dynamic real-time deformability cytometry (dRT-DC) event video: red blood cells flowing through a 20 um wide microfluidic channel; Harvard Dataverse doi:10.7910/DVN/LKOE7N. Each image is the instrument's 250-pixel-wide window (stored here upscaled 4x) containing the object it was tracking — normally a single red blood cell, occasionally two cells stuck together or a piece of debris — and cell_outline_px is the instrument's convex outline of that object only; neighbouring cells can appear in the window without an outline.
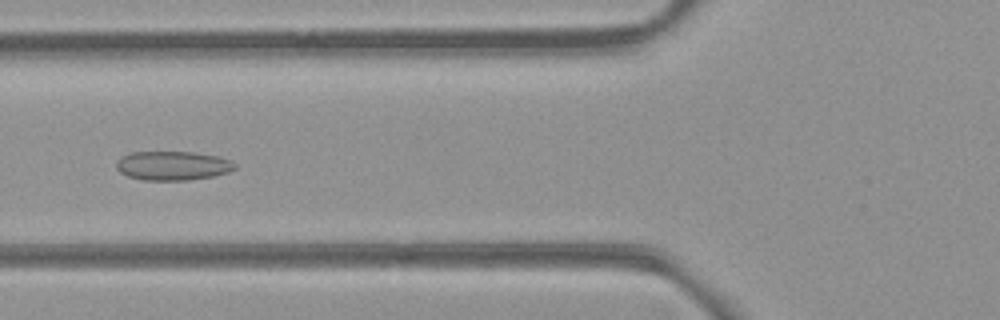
{"species": "common noctule bat (a hibernating species)", "species_latin": "Nyctalus noctula", "temperature_condition": "room temperature", "stored_images_in_passage": 38, "camera_frame_rate_fps": 3000, "um_per_image_px": 0.085, "animal": {"sex": "female", "body_mass_g": 21.9}, "frame": {"image": 1, "passage_image": 4, "time_ms": 1.0, "image_size_px": [1000, 320], "cell_outline_px": [[236, 168], [228, 172], [212, 176], [188, 180], [144, 180], [128, 176], [120, 172], [116, 168], [116, 160], [120, 156], [132, 152], [192, 152], [220, 156], [232, 160], [236, 164]], "centroid_in_image_um": [14.68, 14.07], "position_along_channel_um": 111.1, "area_um2": 20.23}}
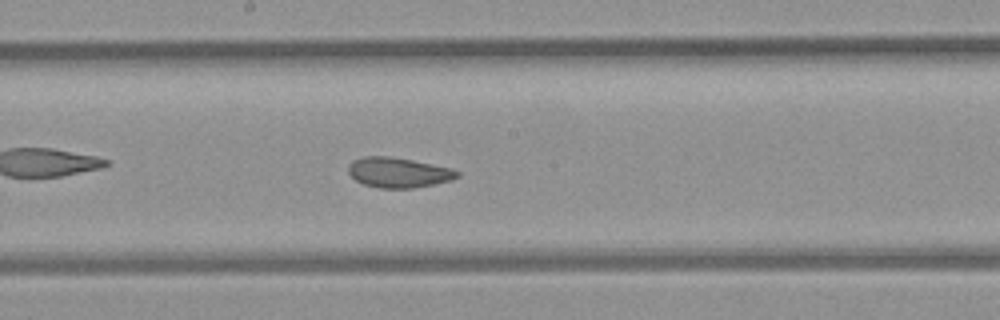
{"frame": {"image": 2, "passage_image": 12, "time_ms": 3.667, "image_size_px": [1000, 320], "cell_outline_px": [[460, 176], [452, 180], [436, 184], [412, 188], [380, 188], [364, 184], [356, 180], [348, 172], [348, 164], [352, 160], [364, 156], [388, 156], [412, 160], [452, 168], [460, 172]], "centroid_in_image_um": [33.88, 14.66], "position_along_channel_um": 214.3, "area_um2": 19.19}}
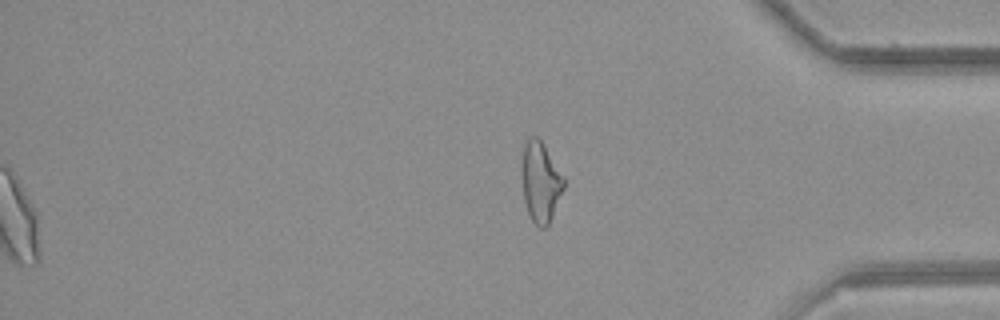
{"frame": {"image": 3, "passage_image": 38, "time_ms": 12.333, "image_size_px": [1000, 320], "cell_outline_px": [[564, 188], [552, 216], [548, 224], [544, 228], [540, 228], [532, 220], [528, 212], [524, 200], [524, 144], [528, 136], [536, 136], [540, 140], [564, 176]], "centroid_in_image_um": [45.98, 15.48], "position_along_channel_um": 389.2, "area_um2": 18.84}}